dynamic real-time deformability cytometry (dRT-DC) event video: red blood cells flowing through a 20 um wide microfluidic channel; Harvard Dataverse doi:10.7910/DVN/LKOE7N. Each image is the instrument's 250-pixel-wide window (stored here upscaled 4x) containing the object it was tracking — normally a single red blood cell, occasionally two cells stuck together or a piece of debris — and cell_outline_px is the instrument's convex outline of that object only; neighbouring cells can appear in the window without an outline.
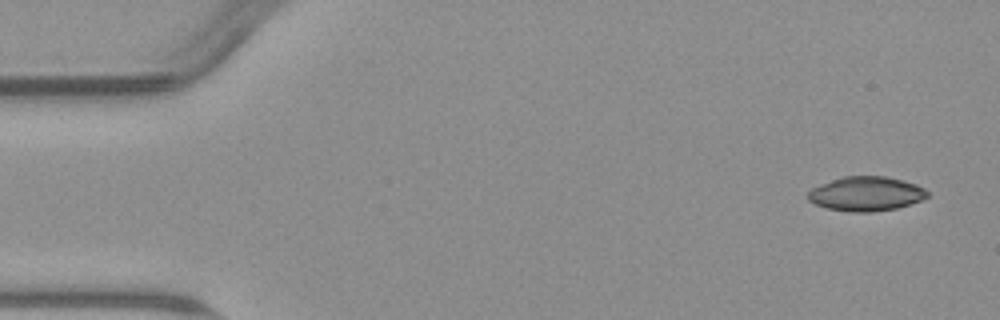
{"species": "common noctule bat (a hibernating species)", "species_latin": "Nyctalus noctula", "temperature_condition": "warm", "stored_images_in_passage": 6, "camera_frame_rate_fps": 3000, "um_per_image_px": 0.085, "animal": {"sex": "male", "body_mass_g": 23.1, "forearm_length_mm": 52.7}, "frame": {"image": 1, "passage_image": 1, "time_ms": 0.0, "image_size_px": [1000, 320], "cell_outline_px": [[928, 196], [920, 200], [896, 208], [872, 212], [852, 212], [828, 208], [816, 204], [808, 200], [808, 192], [812, 188], [820, 184], [844, 176], [884, 176], [904, 180], [916, 184], [924, 188], [928, 192]], "centroid_in_image_um": [73.62, 16.46], "position_along_channel_um": 11.4, "area_um2": 23.76}}